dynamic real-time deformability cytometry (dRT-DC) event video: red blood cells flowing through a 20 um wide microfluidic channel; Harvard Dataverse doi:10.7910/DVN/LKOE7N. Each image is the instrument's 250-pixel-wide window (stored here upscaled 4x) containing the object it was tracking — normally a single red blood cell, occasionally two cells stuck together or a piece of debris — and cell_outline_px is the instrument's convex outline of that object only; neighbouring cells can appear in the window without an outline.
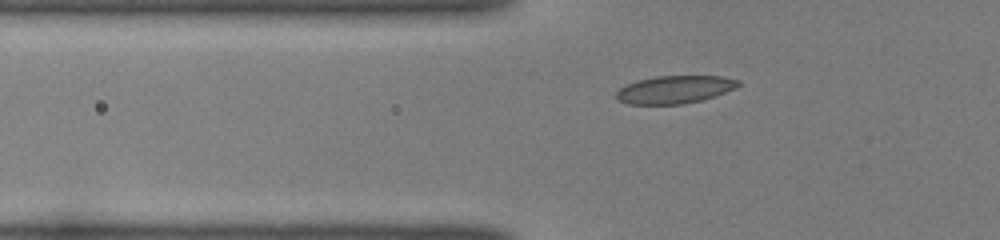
{"species": "common noctule bat (a hibernating species)", "species_latin": "Nyctalus noctula", "temperature_condition": "room temperature", "stored_images_in_passage": 41, "camera_frame_rate_fps": 3000, "um_per_image_px": 0.085, "animal": {"sex": "female", "body_mass_g": 22.0, "forearm_length_mm": 56.7}, "frame": {"image": 1, "passage_image": 10, "time_ms": 3.0, "image_size_px": [1000, 240], "cell_outline_px": [[740, 84], [736, 88], [716, 96], [684, 104], [628, 104], [616, 100], [616, 92], [620, 88], [636, 80], [656, 76], [720, 76], [740, 80]], "centroid_in_image_um": [57.35, 7.61], "position_along_channel_um": 68.5, "area_um2": 19.83}}
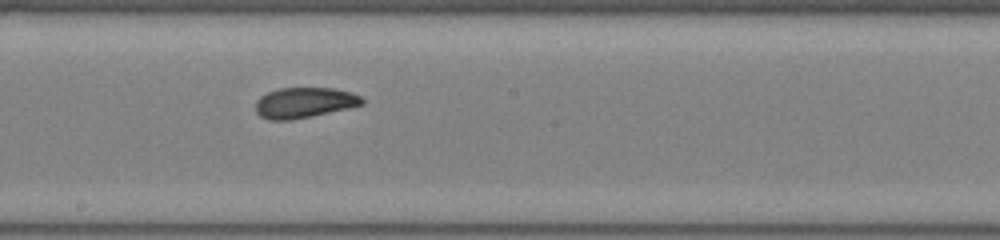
{"frame": {"image": 2, "passage_image": 22, "time_ms": 7.0, "image_size_px": [1000, 240], "cell_outline_px": [[364, 104], [348, 108], [312, 116], [292, 120], [268, 120], [260, 116], [256, 112], [256, 100], [260, 96], [268, 92], [280, 88], [332, 88], [352, 92], [360, 96], [364, 100]], "centroid_in_image_um": [25.85, 8.73], "position_along_channel_um": 222.3, "area_um2": 18.96}}
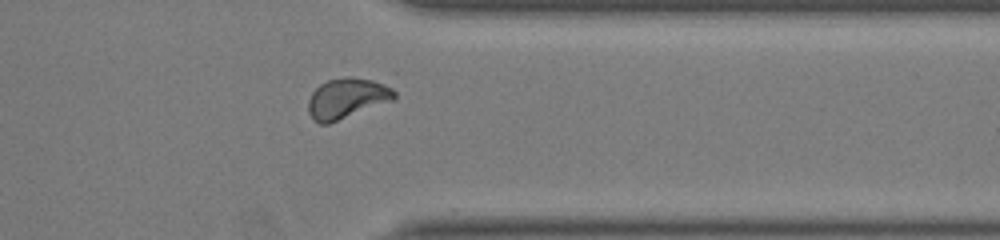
{"frame": {"image": 3, "passage_image": 34, "time_ms": 11.0, "image_size_px": [1000, 240], "cell_outline_px": [[396, 96], [392, 100], [328, 124], [320, 124], [312, 120], [308, 112], [308, 100], [312, 92], [320, 84], [328, 80], [344, 76], [352, 76], [372, 80], [388, 84], [396, 92]], "centroid_in_image_um": [29.46, 8.34], "position_along_channel_um": 381.9, "area_um2": 20.35}}